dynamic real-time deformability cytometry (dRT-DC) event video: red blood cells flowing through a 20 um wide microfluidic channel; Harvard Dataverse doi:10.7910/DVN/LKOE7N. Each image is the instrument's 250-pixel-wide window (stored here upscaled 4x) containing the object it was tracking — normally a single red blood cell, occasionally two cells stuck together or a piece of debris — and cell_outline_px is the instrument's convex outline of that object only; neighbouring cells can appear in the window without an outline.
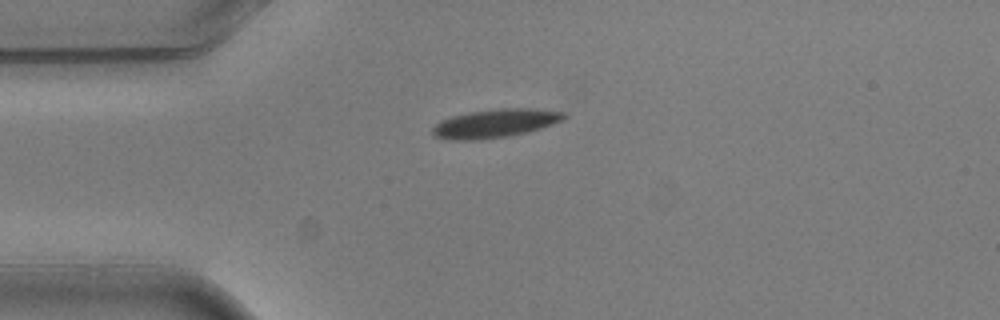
{"species": "common noctule bat (a hibernating species)", "species_latin": "Nyctalus noctula", "temperature_condition": "warm", "stored_images_in_passage": 2, "camera_frame_rate_fps": 3000, "um_per_image_px": 0.085, "animal": {"sex": "male", "body_mass_g": 20.5, "forearm_length_mm": 52.5}, "frame": {"image": 1, "passage_image": 1, "time_ms": 0.0, "image_size_px": [1000, 320], "cell_outline_px": [[568, 116], [564, 120], [528, 132], [508, 136], [476, 140], [452, 140], [432, 136], [432, 128], [440, 120], [452, 116], [468, 112], [500, 108], [532, 108], [564, 112]], "centroid_in_image_um": [42.08, 10.48], "position_along_channel_um": 42.9, "area_um2": 21.96}}
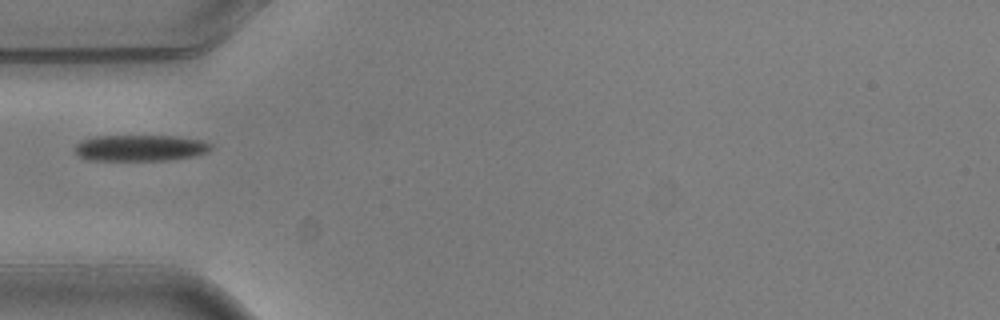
{"frame": {"image": 2, "passage_image": 2, "time_ms": 0.333, "image_size_px": [1000, 320], "cell_outline_px": [[212, 148], [208, 152], [196, 156], [172, 160], [88, 160], [80, 156], [76, 152], [76, 144], [80, 140], [96, 136], [176, 136], [200, 140], [212, 144]], "centroid_in_image_um": [11.95, 12.58], "position_along_channel_um": 73.0, "area_um2": 20.87}}